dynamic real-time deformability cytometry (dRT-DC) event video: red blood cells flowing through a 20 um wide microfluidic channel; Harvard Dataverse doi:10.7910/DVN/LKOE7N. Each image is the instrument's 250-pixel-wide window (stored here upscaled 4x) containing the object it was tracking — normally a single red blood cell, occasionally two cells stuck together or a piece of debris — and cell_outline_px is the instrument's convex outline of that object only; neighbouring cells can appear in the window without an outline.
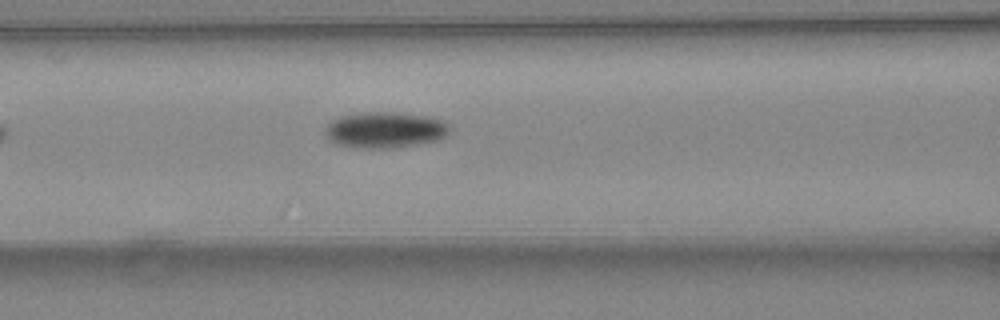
{"species": "common noctule bat (a hibernating species)", "species_latin": "Nyctalus noctula", "temperature_condition": "warm", "stored_images_in_passage": 5, "camera_frame_rate_fps": 3000, "um_per_image_px": 0.085, "animal": {"sex": "female", "body_mass_g": 24.6, "forearm_length_mm": 56.2}, "frame": {"image": 1, "passage_image": 5, "time_ms": 1.333, "image_size_px": [1000, 320], "cell_outline_px": [[452, 128], [440, 140], [420, 144], [388, 148], [360, 148], [336, 144], [328, 140], [324, 136], [324, 128], [332, 120], [340, 116], [364, 112], [396, 112], [428, 116], [444, 120]], "centroid_in_image_um": [32.72, 11.04], "position_along_channel_um": 133.9, "area_um2": 26.53}}